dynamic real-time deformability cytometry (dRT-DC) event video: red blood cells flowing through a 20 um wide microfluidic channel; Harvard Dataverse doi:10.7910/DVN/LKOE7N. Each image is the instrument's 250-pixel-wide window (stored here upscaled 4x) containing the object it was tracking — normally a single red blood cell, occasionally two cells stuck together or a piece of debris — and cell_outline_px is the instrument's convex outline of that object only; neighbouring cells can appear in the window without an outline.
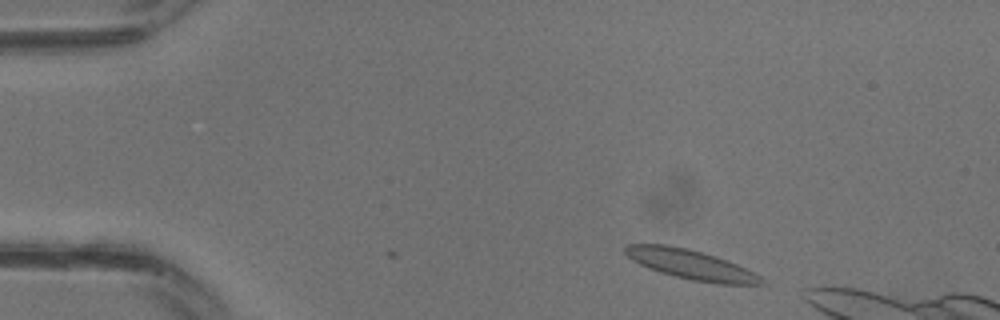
{"species": "common noctule bat (a hibernating species)", "species_latin": "Nyctalus noctula", "temperature_condition": "warm", "stored_images_in_passage": 29, "camera_frame_rate_fps": 3000, "um_per_image_px": 0.085, "animal": {"sex": "male", "body_mass_g": 13.3}, "frame": {"image": 1, "passage_image": 2, "time_ms": 0.333, "image_size_px": [1000, 320], "cell_outline_px": [[764, 284], [716, 284], [692, 280], [660, 272], [648, 268], [632, 260], [624, 252], [624, 248], [628, 244], [668, 244], [688, 248], [716, 256], [736, 264], [760, 276], [764, 280]], "centroid_in_image_um": [58.69, 22.47], "position_along_channel_um": 26.3, "area_um2": 23.35}}
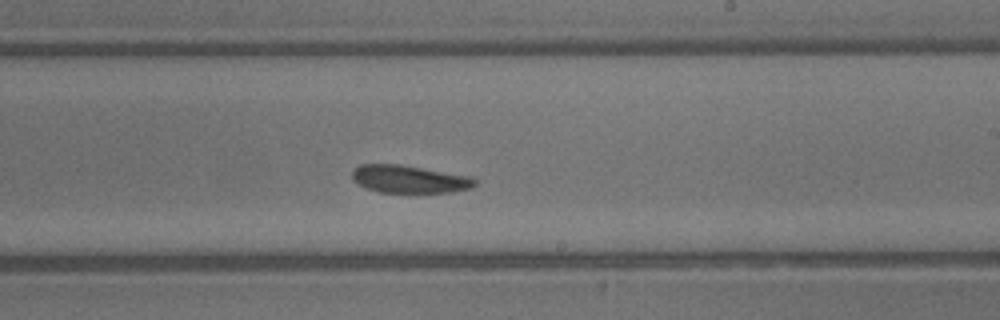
{"frame": {"image": 2, "passage_image": 16, "time_ms": 5.0, "image_size_px": [1000, 320], "cell_outline_px": [[476, 184], [472, 188], [452, 192], [416, 196], [376, 192], [352, 180], [352, 172], [360, 164], [400, 164], [472, 176], [476, 180]], "centroid_in_image_um": [34.84, 15.28], "position_along_channel_um": 254.2, "area_um2": 20.92}}
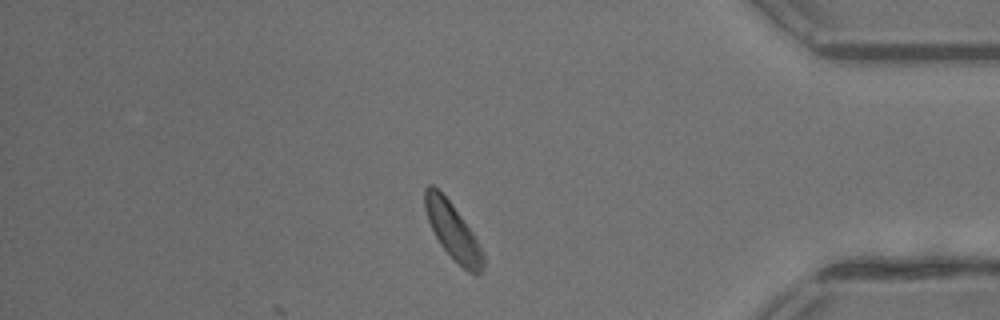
{"frame": {"image": 3, "passage_image": 24, "time_ms": 7.667, "image_size_px": [1000, 320], "cell_outline_px": [[484, 264], [480, 272], [476, 276], [468, 272], [440, 244], [428, 220], [424, 208], [424, 188], [428, 184], [432, 184], [452, 204], [472, 232], [484, 252]], "centroid_in_image_um": [38.49, 19.64], "position_along_channel_um": 396.7, "area_um2": 18.79}}